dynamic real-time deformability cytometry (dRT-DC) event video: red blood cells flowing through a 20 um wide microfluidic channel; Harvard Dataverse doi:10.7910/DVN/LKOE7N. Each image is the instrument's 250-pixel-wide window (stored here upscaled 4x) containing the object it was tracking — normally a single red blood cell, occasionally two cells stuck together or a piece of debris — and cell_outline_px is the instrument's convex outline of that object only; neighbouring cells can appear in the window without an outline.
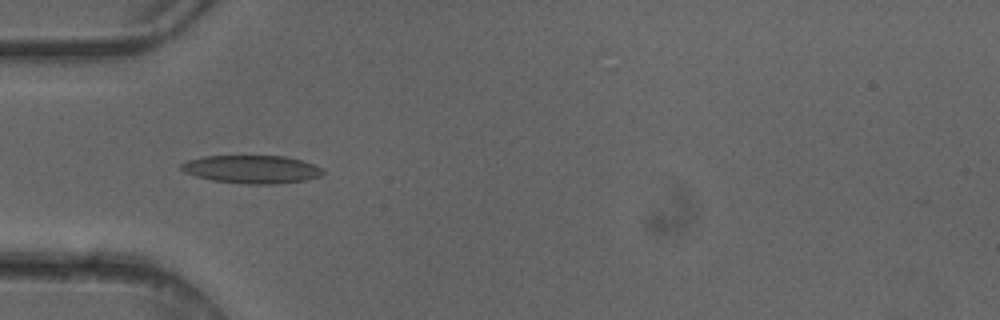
{"species": "common noctule bat (a hibernating species)", "species_latin": "Nyctalus noctula", "temperature_condition": "cold", "stored_images_in_passage": 8, "camera_frame_rate_fps": 3000, "um_per_image_px": 0.085, "animal": {"sex": "female"}, "frame": {"image": 1, "passage_image": 5, "time_ms": 1.333, "image_size_px": [1000, 320], "cell_outline_px": [[324, 172], [320, 176], [304, 180], [276, 184], [248, 184], [212, 180], [196, 176], [184, 172], [180, 168], [180, 164], [188, 160], [204, 156], [284, 156], [300, 160], [324, 168]], "centroid_in_image_um": [21.39, 14.39], "position_along_channel_um": 63.6, "area_um2": 23.06}}
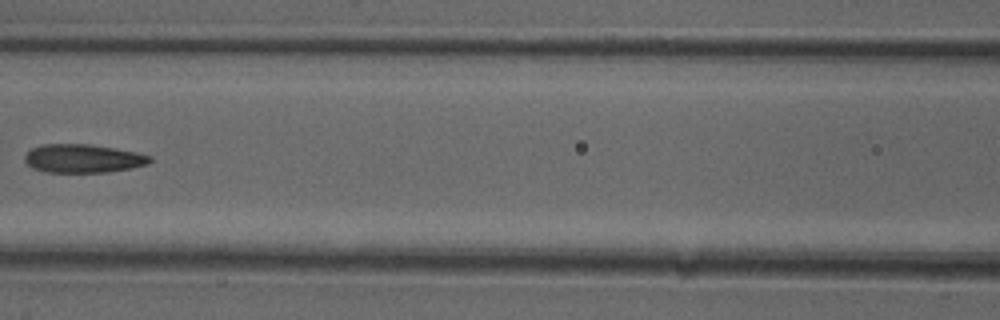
{"frame": {"image": 2, "passage_image": 7, "time_ms": 2.0, "image_size_px": [1000, 320], "cell_outline_px": [[152, 160], [148, 164], [132, 168], [104, 172], [48, 172], [32, 168], [24, 160], [24, 156], [32, 148], [40, 144], [88, 144], [136, 152], [152, 156]], "centroid_in_image_um": [7.05, 13.47], "position_along_channel_um": 159.5, "area_um2": 20.69}}
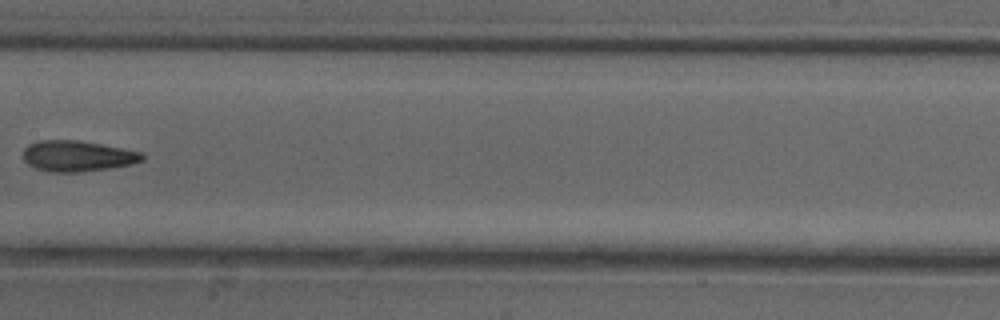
{"frame": {"image": 3, "passage_image": 8, "time_ms": 2.333, "image_size_px": [1000, 320], "cell_outline_px": [[144, 160], [132, 164], [112, 168], [76, 172], [48, 172], [36, 168], [28, 164], [24, 160], [24, 148], [28, 144], [36, 140], [76, 140], [100, 144], [144, 152]], "centroid_in_image_um": [6.59, 13.26], "position_along_channel_um": 200.8, "area_um2": 21.5}}